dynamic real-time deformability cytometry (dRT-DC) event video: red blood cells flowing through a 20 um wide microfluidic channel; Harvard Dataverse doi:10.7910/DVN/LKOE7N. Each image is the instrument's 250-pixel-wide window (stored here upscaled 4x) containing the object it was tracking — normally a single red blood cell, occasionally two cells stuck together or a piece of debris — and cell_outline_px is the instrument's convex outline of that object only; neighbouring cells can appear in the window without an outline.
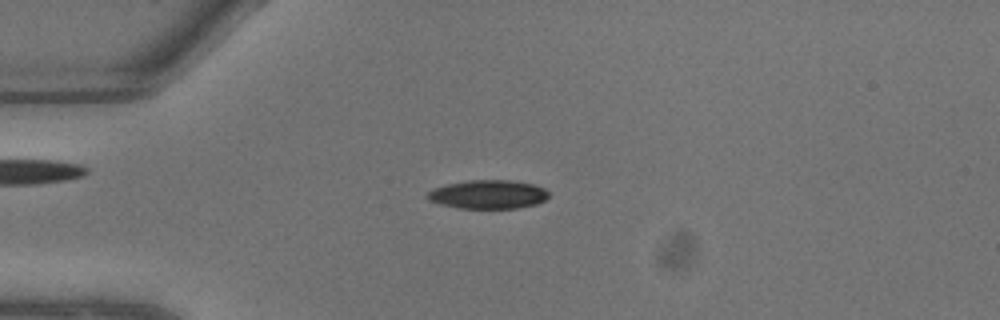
{"species": "common noctule bat (a hibernating species)", "species_latin": "Nyctalus noctula", "temperature_condition": "warm", "stored_images_in_passage": 6, "camera_frame_rate_fps": 3000, "um_per_image_px": 0.085, "animal": {"sex": "male", "body_mass_g": 13.3}, "frame": {"image": 1, "passage_image": 5, "time_ms": 1.333, "image_size_px": [1000, 320], "cell_outline_px": [[548, 196], [544, 200], [536, 204], [516, 208], [460, 208], [440, 204], [428, 200], [424, 196], [432, 188], [448, 184], [468, 180], [512, 180], [532, 184], [544, 188], [548, 192]], "centroid_in_image_um": [41.45, 16.52], "position_along_channel_um": 43.6, "area_um2": 20.29}}